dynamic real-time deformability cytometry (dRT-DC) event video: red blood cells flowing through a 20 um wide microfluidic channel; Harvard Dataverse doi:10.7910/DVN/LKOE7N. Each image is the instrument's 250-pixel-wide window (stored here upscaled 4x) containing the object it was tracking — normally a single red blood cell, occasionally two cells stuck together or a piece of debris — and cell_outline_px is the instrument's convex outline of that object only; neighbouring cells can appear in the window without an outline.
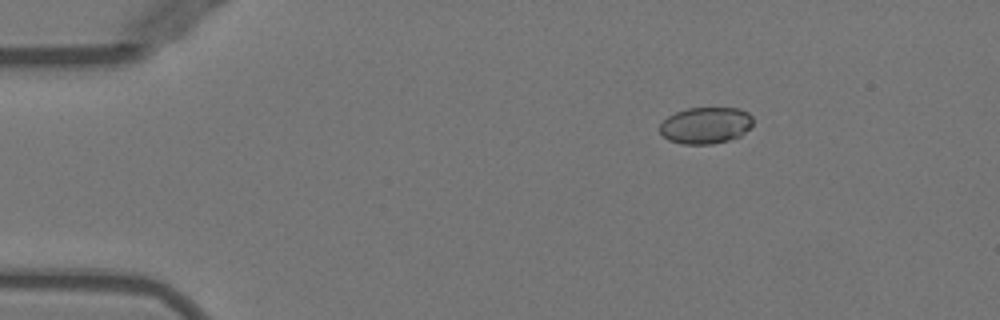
{"species": "Egyptian fruit bat (a non-hibernating species)", "species_latin": "Rousettus aegyptiacus", "temperature_condition": "warm", "stored_images_in_passage": 44, "camera_frame_rate_fps": 3000, "um_per_image_px": 0.085, "animal": {"sex": "female"}, "frame": {"image": 1, "passage_image": 1, "time_ms": 0.0, "image_size_px": [1000, 320], "cell_outline_px": [[752, 124], [740, 136], [728, 140], [712, 144], [684, 144], [668, 140], [660, 136], [660, 124], [668, 116], [676, 112], [688, 108], [740, 108], [748, 112], [752, 116]], "centroid_in_image_um": [59.96, 10.66], "position_along_channel_um": 25.0, "area_um2": 19.88}}
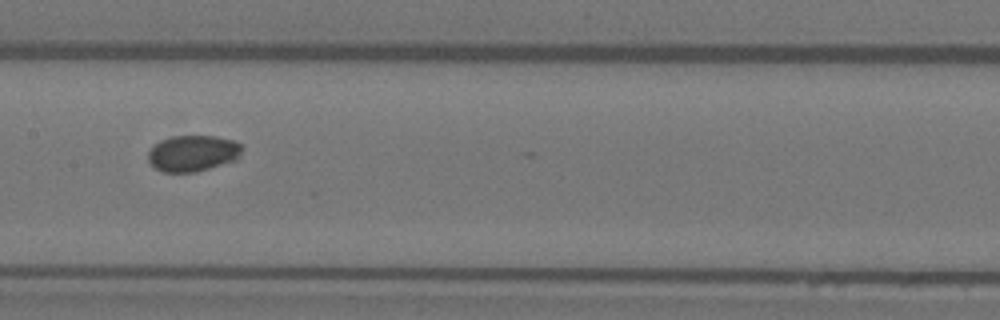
{"frame": {"image": 2, "passage_image": 19, "time_ms": 6.0, "image_size_px": [1000, 320], "cell_outline_px": [[240, 156], [236, 160], [196, 172], [164, 172], [156, 168], [148, 160], [148, 152], [160, 140], [172, 136], [216, 136], [232, 140], [240, 144]], "centroid_in_image_um": [16.38, 13.03], "position_along_channel_um": 191.0, "area_um2": 19.59}}
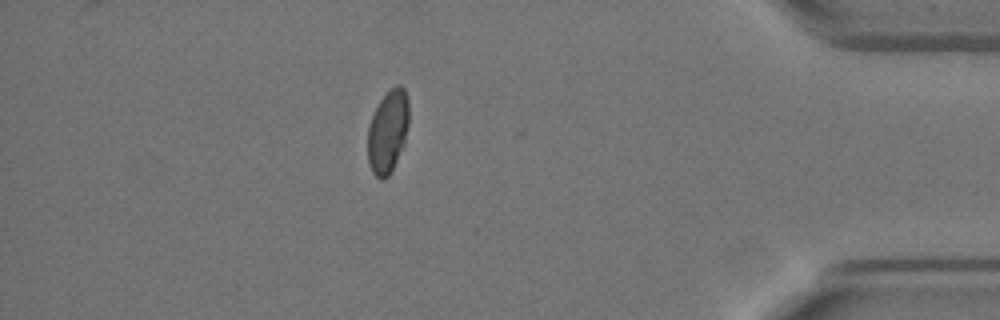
{"frame": {"image": 3, "passage_image": 38, "time_ms": 12.333, "image_size_px": [1000, 320], "cell_outline_px": [[408, 124], [404, 144], [388, 176], [384, 180], [380, 180], [372, 172], [368, 164], [368, 128], [372, 116], [380, 100], [396, 84], [400, 84], [404, 88], [408, 100]], "centroid_in_image_um": [32.96, 11.19], "position_along_channel_um": 402.2, "area_um2": 19.71}, "authors_computed_cell_mechanics": {"area_um2": 20.0277, "velocity_mm_per_s": 3.9821, "shape_relaxation_time_tau1_ms": 3.9794, "shape_relaxation_time_tau2_ms": 6.6561, "deformation_change_tau1": 0.1079, "deformation_change_tau2": 0.0497}}